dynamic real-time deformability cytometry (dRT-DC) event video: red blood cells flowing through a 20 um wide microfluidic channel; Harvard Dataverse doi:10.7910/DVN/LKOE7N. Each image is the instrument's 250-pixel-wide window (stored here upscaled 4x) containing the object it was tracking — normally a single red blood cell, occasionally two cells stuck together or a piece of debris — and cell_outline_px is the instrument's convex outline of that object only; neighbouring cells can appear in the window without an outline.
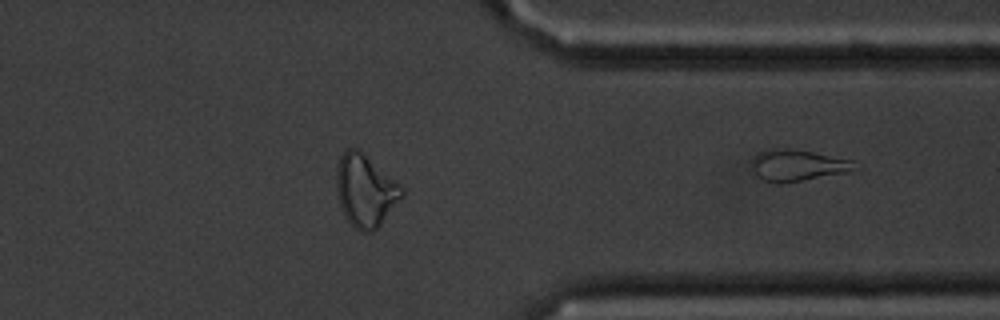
{"species": "common noctule bat (a hibernating species)", "species_latin": "Nyctalus noctula", "temperature_condition": "cold", "stored_images_in_passage": 47, "segment_of_instrument_passage": [2, 2], "camera_frame_rate_fps": 3000, "um_per_image_px": 0.085, "animal": {"sex": "male", "body_mass_g": 20.1, "forearm_length_mm": 53.5}, "frame": {"image": 1, "passage_image": 47, "time_ms": 15.333, "image_size_px": [1000, 320], "cell_outline_px": [[860, 168], [852, 172], [788, 184], [772, 184], [756, 176], [752, 168], [752, 160], [760, 152], [768, 148], [788, 148], [812, 152], [852, 160]], "centroid_in_image_um": [67.83, 14.09], "position_along_channel_um": 343.6, "area_um2": 19.54}}